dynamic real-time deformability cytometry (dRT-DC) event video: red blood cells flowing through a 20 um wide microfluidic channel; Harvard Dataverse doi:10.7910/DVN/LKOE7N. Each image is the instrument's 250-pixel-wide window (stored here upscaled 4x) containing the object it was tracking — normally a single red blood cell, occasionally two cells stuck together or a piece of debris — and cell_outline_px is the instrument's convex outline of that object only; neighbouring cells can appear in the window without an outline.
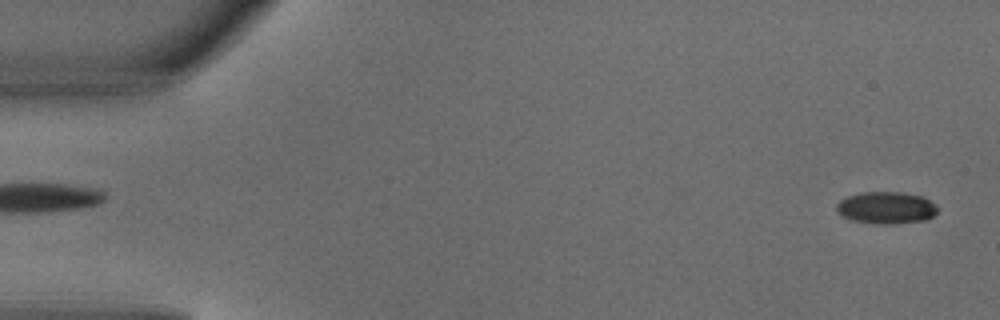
{"species": "common noctule bat (a hibernating species)", "species_latin": "Nyctalus noctula", "temperature_condition": "warm", "stored_images_in_passage": 5, "segment_of_instrument_passage": [2, 2], "camera_frame_rate_fps": 3000, "um_per_image_px": 0.085, "animal": {"sex": "male", "body_mass_g": 18.8}, "frame": {"image": 1, "passage_image": 5, "time_ms": 1.333, "image_size_px": [1000, 320], "cell_outline_px": [[936, 212], [928, 220], [888, 224], [880, 224], [852, 220], [844, 216], [836, 208], [836, 204], [840, 200], [848, 196], [860, 192], [900, 192], [920, 196], [936, 204]], "centroid_in_image_um": [75.33, 17.65], "position_along_channel_um": 9.7, "area_um2": 18.61}}